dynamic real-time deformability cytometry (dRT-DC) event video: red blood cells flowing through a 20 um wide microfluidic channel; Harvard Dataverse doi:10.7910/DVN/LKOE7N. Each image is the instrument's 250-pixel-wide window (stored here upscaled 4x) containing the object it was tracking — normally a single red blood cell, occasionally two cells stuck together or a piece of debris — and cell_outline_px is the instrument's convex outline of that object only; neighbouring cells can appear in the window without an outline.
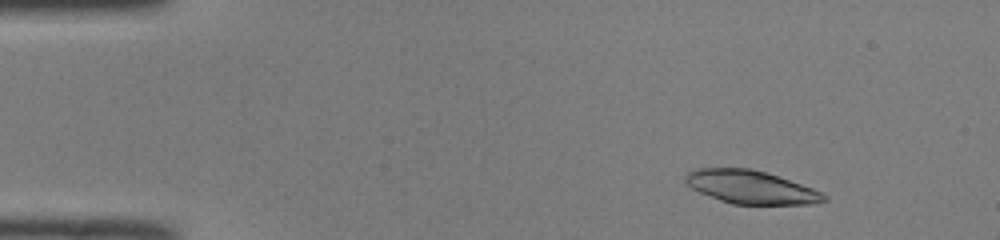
{"species": "common noctule bat (a hibernating species)", "species_latin": "Nyctalus noctula", "temperature_condition": "room temperature", "stored_images_in_passage": 14, "camera_frame_rate_fps": 3000, "um_per_image_px": 0.085, "animal": {"sex": "male", "body_mass_g": 19.0, "forearm_length_mm": 50.8}, "frame": {"image": 1, "passage_image": 6, "time_ms": 1.667, "image_size_px": [1000, 240], "cell_outline_px": [[828, 200], [812, 204], [732, 204], [720, 200], [700, 192], [692, 188], [684, 180], [684, 176], [692, 168], [748, 168], [764, 172], [812, 188], [828, 196]], "centroid_in_image_um": [63.79, 15.9], "position_along_channel_um": 21.2, "area_um2": 26.53}}